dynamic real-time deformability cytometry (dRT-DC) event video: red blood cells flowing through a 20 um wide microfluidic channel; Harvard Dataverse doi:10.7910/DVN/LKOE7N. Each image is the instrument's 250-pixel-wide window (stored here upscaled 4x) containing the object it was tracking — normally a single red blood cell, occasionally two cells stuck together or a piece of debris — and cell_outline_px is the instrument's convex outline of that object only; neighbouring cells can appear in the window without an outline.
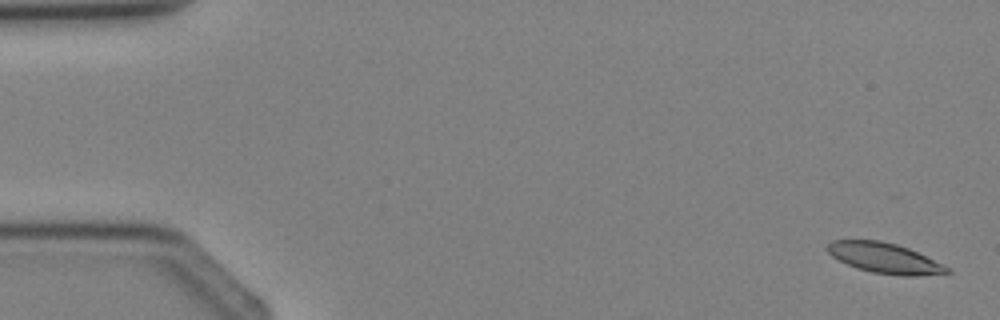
{"species": "Egyptian fruit bat (a non-hibernating species)", "species_latin": "Rousettus aegyptiacus", "temperature_condition": "cold", "stored_images_in_passage": 4, "camera_frame_rate_fps": 3000, "um_per_image_px": 0.085, "animal": {"sex": "female"}, "frame": {"image": 1, "passage_image": 1, "time_ms": 0.0, "image_size_px": [1000, 320], "cell_outline_px": [[952, 272], [920, 276], [900, 276], [872, 272], [856, 268], [832, 256], [824, 248], [832, 240], [880, 240], [896, 244], [908, 248], [944, 264], [952, 268]], "centroid_in_image_um": [75.22, 21.94], "position_along_channel_um": 9.8, "area_um2": 21.27}}
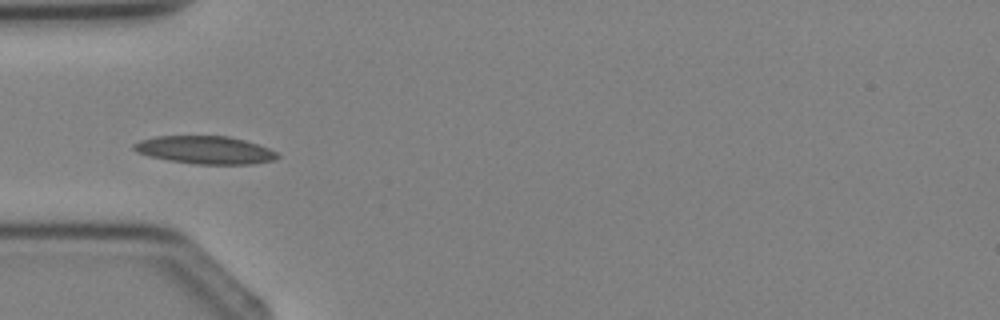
{"frame": {"image": 2, "passage_image": 4, "time_ms": 3.667, "image_size_px": [1000, 320], "cell_outline_px": [[280, 156], [276, 160], [252, 164], [196, 164], [168, 160], [136, 152], [132, 148], [132, 144], [140, 140], [156, 136], [228, 136], [244, 140], [268, 148], [276, 152]], "centroid_in_image_um": [17.43, 12.75], "position_along_channel_um": 67.6, "area_um2": 23.24}}